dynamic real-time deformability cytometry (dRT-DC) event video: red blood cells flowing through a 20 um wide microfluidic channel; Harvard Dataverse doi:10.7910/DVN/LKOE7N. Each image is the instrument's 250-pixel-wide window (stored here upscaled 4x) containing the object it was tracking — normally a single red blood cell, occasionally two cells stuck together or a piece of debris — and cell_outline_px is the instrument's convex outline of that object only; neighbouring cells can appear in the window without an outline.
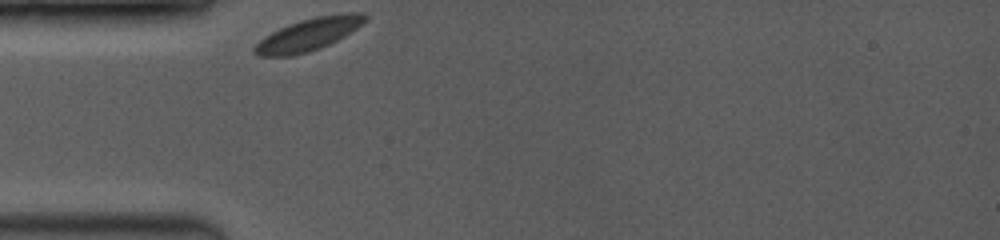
{"species": "common noctule bat (a hibernating species)", "species_latin": "Nyctalus noctula", "temperature_condition": "room temperature", "stored_images_in_passage": 32, "camera_frame_rate_fps": 3500, "um_per_image_px": 0.085, "animal": {"sex": "female", "body_mass_g": 19.0, "forearm_length_mm": 53.3}, "frame": {"image": 1, "passage_image": 1, "time_ms": 0.0, "image_size_px": [1000, 240], "cell_outline_px": [[368, 16], [356, 28], [344, 36], [320, 48], [308, 52], [292, 56], [260, 56], [252, 52], [252, 48], [264, 36], [288, 24], [300, 20], [316, 16], [340, 12], [364, 12]], "centroid_in_image_um": [26.21, 2.92], "position_along_channel_um": 58.8, "area_um2": 20.87}}
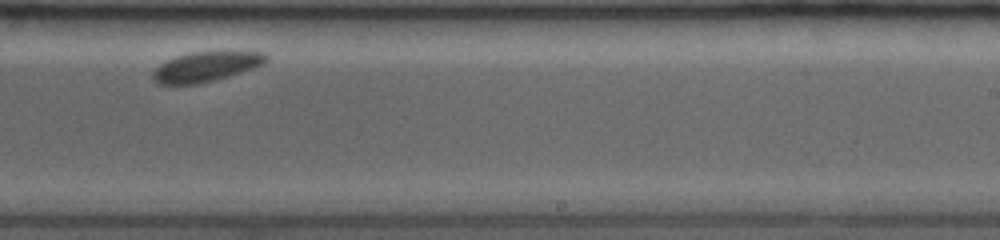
{"frame": {"image": 2, "passage_image": 19, "time_ms": 6.0, "image_size_px": [1000, 240], "cell_outline_px": [[268, 60], [264, 64], [240, 72], [212, 80], [196, 84], [156, 84], [152, 80], [152, 72], [160, 64], [176, 56], [192, 52], [264, 52], [268, 56]], "centroid_in_image_um": [17.47, 5.67], "position_along_channel_um": 271.5, "area_um2": 19.36}}
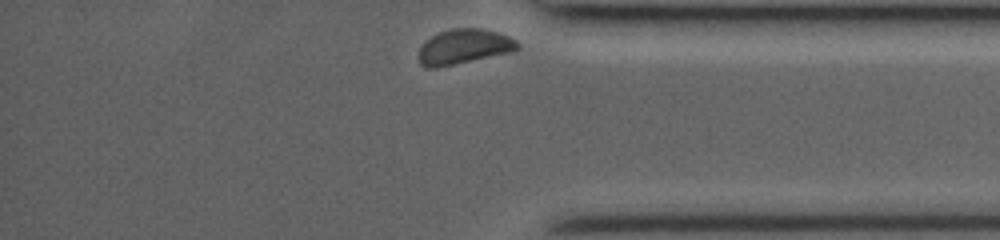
{"frame": {"image": 3, "passage_image": 32, "time_ms": 9.429, "image_size_px": [1000, 240], "cell_outline_px": [[520, 48], [512, 52], [436, 68], [428, 68], [420, 64], [420, 48], [424, 40], [440, 32], [452, 28], [480, 28], [496, 32], [508, 36], [516, 40], [520, 44]], "centroid_in_image_um": [39.45, 3.96], "position_along_channel_um": 395.8, "area_um2": 20.06}}